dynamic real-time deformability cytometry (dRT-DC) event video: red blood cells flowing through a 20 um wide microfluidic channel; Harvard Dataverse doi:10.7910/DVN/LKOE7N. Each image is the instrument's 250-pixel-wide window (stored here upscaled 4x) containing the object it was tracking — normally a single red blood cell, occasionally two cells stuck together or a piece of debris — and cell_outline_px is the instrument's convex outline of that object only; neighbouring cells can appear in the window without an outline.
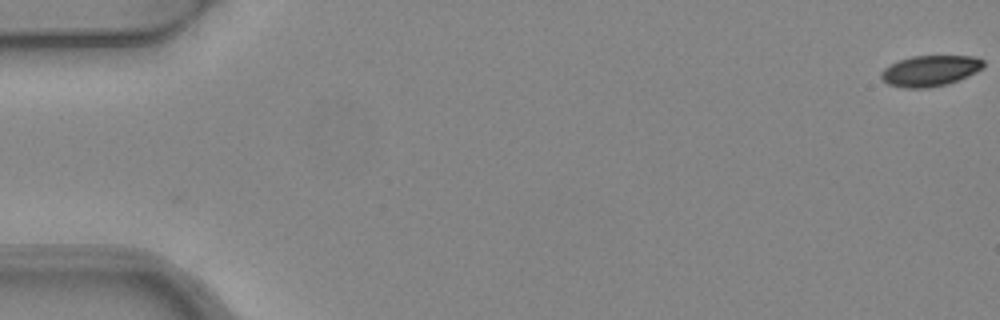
{"species": "common noctule bat (a hibernating species)", "species_latin": "Nyctalus noctula", "temperature_condition": "warm", "stored_images_in_passage": 7, "camera_frame_rate_fps": 3000, "um_per_image_px": 0.085, "animal": {"sex": "female", "body_mass_g": 24.6, "forearm_length_mm": 56.2}, "frame": {"image": 1, "passage_image": 1, "time_ms": 0.0, "image_size_px": [1000, 320], "cell_outline_px": [[984, 68], [968, 76], [948, 84], [928, 88], [904, 88], [888, 84], [880, 80], [880, 72], [884, 68], [900, 60], [912, 56], [976, 56], [984, 60]], "centroid_in_image_um": [79.06, 6.02], "position_along_channel_um": 5.9, "area_um2": 18.55}}
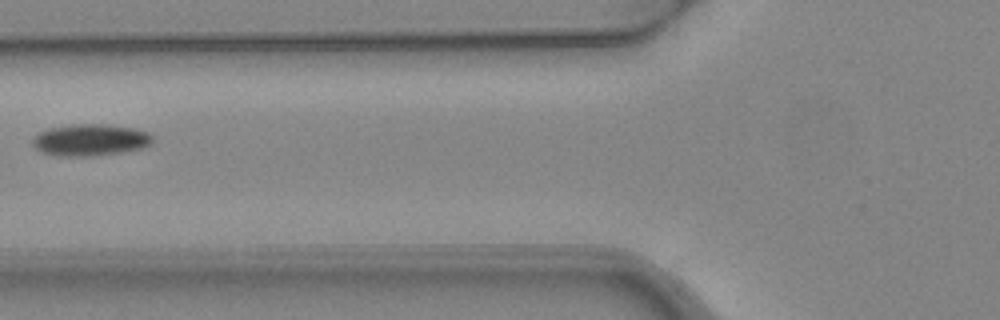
{"frame": {"image": 2, "passage_image": 6, "time_ms": 1.667, "image_size_px": [1000, 320], "cell_outline_px": [[152, 144], [140, 148], [120, 152], [88, 156], [56, 156], [40, 152], [32, 144], [32, 136], [36, 132], [48, 128], [72, 124], [108, 124], [132, 128], [148, 132], [152, 136]], "centroid_in_image_um": [7.6, 11.88], "position_along_channel_um": 118.2, "area_um2": 22.37}}
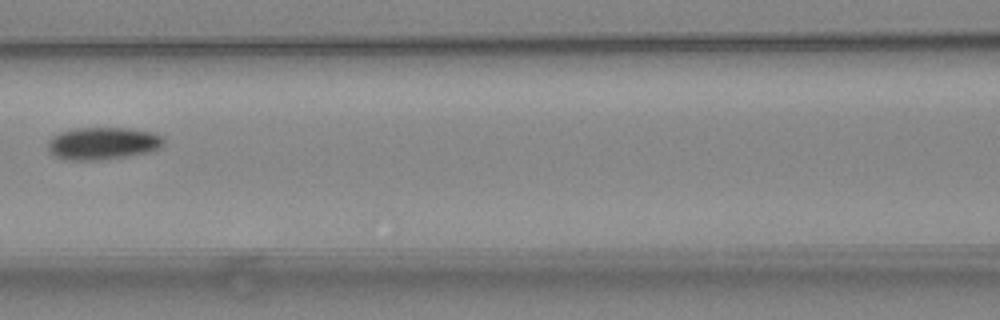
{"frame": {"image": 3, "passage_image": 7, "time_ms": 2.0, "image_size_px": [1000, 320], "cell_outline_px": [[164, 144], [160, 148], [152, 152], [104, 160], [68, 160], [56, 156], [48, 148], [48, 140], [52, 136], [60, 132], [76, 128], [128, 128], [152, 132], [164, 136]], "centroid_in_image_um": [8.79, 12.19], "position_along_channel_um": 157.8, "area_um2": 22.08}}